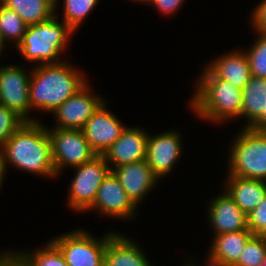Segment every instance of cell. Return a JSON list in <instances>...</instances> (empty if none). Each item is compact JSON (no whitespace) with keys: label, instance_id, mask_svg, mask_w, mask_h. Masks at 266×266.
Returning a JSON list of instances; mask_svg holds the SVG:
<instances>
[{"label":"cell","instance_id":"obj_1","mask_svg":"<svg viewBox=\"0 0 266 266\" xmlns=\"http://www.w3.org/2000/svg\"><path fill=\"white\" fill-rule=\"evenodd\" d=\"M0 156L6 169L11 165L39 177H57L48 129L42 121L24 122L7 140Z\"/></svg>","mask_w":266,"mask_h":266},{"label":"cell","instance_id":"obj_2","mask_svg":"<svg viewBox=\"0 0 266 266\" xmlns=\"http://www.w3.org/2000/svg\"><path fill=\"white\" fill-rule=\"evenodd\" d=\"M32 67L29 84L31 110L52 114L88 82L80 69L68 61Z\"/></svg>","mask_w":266,"mask_h":266},{"label":"cell","instance_id":"obj_3","mask_svg":"<svg viewBox=\"0 0 266 266\" xmlns=\"http://www.w3.org/2000/svg\"><path fill=\"white\" fill-rule=\"evenodd\" d=\"M199 76L188 102L194 115L213 124L241 118L242 90L216 77L207 67Z\"/></svg>","mask_w":266,"mask_h":266},{"label":"cell","instance_id":"obj_4","mask_svg":"<svg viewBox=\"0 0 266 266\" xmlns=\"http://www.w3.org/2000/svg\"><path fill=\"white\" fill-rule=\"evenodd\" d=\"M74 33L67 24L58 21V14H55L48 21L28 25L17 50L29 64L60 63L63 60L60 61L59 56L67 49Z\"/></svg>","mask_w":266,"mask_h":266},{"label":"cell","instance_id":"obj_5","mask_svg":"<svg viewBox=\"0 0 266 266\" xmlns=\"http://www.w3.org/2000/svg\"><path fill=\"white\" fill-rule=\"evenodd\" d=\"M241 130L230 144L227 174L266 181V132Z\"/></svg>","mask_w":266,"mask_h":266},{"label":"cell","instance_id":"obj_6","mask_svg":"<svg viewBox=\"0 0 266 266\" xmlns=\"http://www.w3.org/2000/svg\"><path fill=\"white\" fill-rule=\"evenodd\" d=\"M51 242L68 266H104L107 234L98 238L81 228L53 237Z\"/></svg>","mask_w":266,"mask_h":266},{"label":"cell","instance_id":"obj_7","mask_svg":"<svg viewBox=\"0 0 266 266\" xmlns=\"http://www.w3.org/2000/svg\"><path fill=\"white\" fill-rule=\"evenodd\" d=\"M73 169L75 177L69 186L68 206L82 213L93 205L100 185L112 170L103 155H96Z\"/></svg>","mask_w":266,"mask_h":266},{"label":"cell","instance_id":"obj_8","mask_svg":"<svg viewBox=\"0 0 266 266\" xmlns=\"http://www.w3.org/2000/svg\"><path fill=\"white\" fill-rule=\"evenodd\" d=\"M47 129L51 141V158L57 176L66 166H80L97 155L88 144L82 130L48 127Z\"/></svg>","mask_w":266,"mask_h":266},{"label":"cell","instance_id":"obj_9","mask_svg":"<svg viewBox=\"0 0 266 266\" xmlns=\"http://www.w3.org/2000/svg\"><path fill=\"white\" fill-rule=\"evenodd\" d=\"M22 65L10 64L0 68V105L7 107L25 122L40 121L30 116L29 84L31 72ZM33 117V118H32Z\"/></svg>","mask_w":266,"mask_h":266},{"label":"cell","instance_id":"obj_10","mask_svg":"<svg viewBox=\"0 0 266 266\" xmlns=\"http://www.w3.org/2000/svg\"><path fill=\"white\" fill-rule=\"evenodd\" d=\"M92 86L86 83L75 94L63 102L52 114L56 126L61 129H82L97 108L105 101L100 95L92 94Z\"/></svg>","mask_w":266,"mask_h":266},{"label":"cell","instance_id":"obj_11","mask_svg":"<svg viewBox=\"0 0 266 266\" xmlns=\"http://www.w3.org/2000/svg\"><path fill=\"white\" fill-rule=\"evenodd\" d=\"M180 132L169 130L156 135H148L146 162L154 174L161 179L173 171L180 160L184 148Z\"/></svg>","mask_w":266,"mask_h":266},{"label":"cell","instance_id":"obj_12","mask_svg":"<svg viewBox=\"0 0 266 266\" xmlns=\"http://www.w3.org/2000/svg\"><path fill=\"white\" fill-rule=\"evenodd\" d=\"M93 209L104 217L128 221L136 218L138 210L112 171L100 185L95 201L87 211Z\"/></svg>","mask_w":266,"mask_h":266},{"label":"cell","instance_id":"obj_13","mask_svg":"<svg viewBox=\"0 0 266 266\" xmlns=\"http://www.w3.org/2000/svg\"><path fill=\"white\" fill-rule=\"evenodd\" d=\"M106 104L104 101L81 129L97 155H103L126 128L121 120L107 109Z\"/></svg>","mask_w":266,"mask_h":266},{"label":"cell","instance_id":"obj_14","mask_svg":"<svg viewBox=\"0 0 266 266\" xmlns=\"http://www.w3.org/2000/svg\"><path fill=\"white\" fill-rule=\"evenodd\" d=\"M148 135L139 126H126L120 137L103 154L109 167L115 169L121 165L146 160Z\"/></svg>","mask_w":266,"mask_h":266},{"label":"cell","instance_id":"obj_15","mask_svg":"<svg viewBox=\"0 0 266 266\" xmlns=\"http://www.w3.org/2000/svg\"><path fill=\"white\" fill-rule=\"evenodd\" d=\"M215 196L207 208V217L209 225L213 228L211 229L213 236L246 230L248 228L247 215L237 206L228 193L224 190L223 193Z\"/></svg>","mask_w":266,"mask_h":266},{"label":"cell","instance_id":"obj_16","mask_svg":"<svg viewBox=\"0 0 266 266\" xmlns=\"http://www.w3.org/2000/svg\"><path fill=\"white\" fill-rule=\"evenodd\" d=\"M132 202L138 207L160 180L146 160L111 169ZM157 182V183H156ZM154 187V188H153Z\"/></svg>","mask_w":266,"mask_h":266},{"label":"cell","instance_id":"obj_17","mask_svg":"<svg viewBox=\"0 0 266 266\" xmlns=\"http://www.w3.org/2000/svg\"><path fill=\"white\" fill-rule=\"evenodd\" d=\"M104 266H153L135 241L119 232L107 233Z\"/></svg>","mask_w":266,"mask_h":266},{"label":"cell","instance_id":"obj_18","mask_svg":"<svg viewBox=\"0 0 266 266\" xmlns=\"http://www.w3.org/2000/svg\"><path fill=\"white\" fill-rule=\"evenodd\" d=\"M206 67L218 78L243 89L252 77L245 51L234 50L214 58Z\"/></svg>","mask_w":266,"mask_h":266},{"label":"cell","instance_id":"obj_19","mask_svg":"<svg viewBox=\"0 0 266 266\" xmlns=\"http://www.w3.org/2000/svg\"><path fill=\"white\" fill-rule=\"evenodd\" d=\"M227 179V180H226ZM225 191L248 215L266 196V181L227 175Z\"/></svg>","mask_w":266,"mask_h":266},{"label":"cell","instance_id":"obj_20","mask_svg":"<svg viewBox=\"0 0 266 266\" xmlns=\"http://www.w3.org/2000/svg\"><path fill=\"white\" fill-rule=\"evenodd\" d=\"M266 109V78L251 77L242 89L241 117L249 128Z\"/></svg>","mask_w":266,"mask_h":266},{"label":"cell","instance_id":"obj_21","mask_svg":"<svg viewBox=\"0 0 266 266\" xmlns=\"http://www.w3.org/2000/svg\"><path fill=\"white\" fill-rule=\"evenodd\" d=\"M252 235L253 233L248 228L237 232L215 235L209 253L227 264L234 265Z\"/></svg>","mask_w":266,"mask_h":266},{"label":"cell","instance_id":"obj_22","mask_svg":"<svg viewBox=\"0 0 266 266\" xmlns=\"http://www.w3.org/2000/svg\"><path fill=\"white\" fill-rule=\"evenodd\" d=\"M15 11L27 25L48 21L55 15V0H0Z\"/></svg>","mask_w":266,"mask_h":266},{"label":"cell","instance_id":"obj_23","mask_svg":"<svg viewBox=\"0 0 266 266\" xmlns=\"http://www.w3.org/2000/svg\"><path fill=\"white\" fill-rule=\"evenodd\" d=\"M9 251L4 252L17 266H68L61 251L51 241L32 252Z\"/></svg>","mask_w":266,"mask_h":266},{"label":"cell","instance_id":"obj_24","mask_svg":"<svg viewBox=\"0 0 266 266\" xmlns=\"http://www.w3.org/2000/svg\"><path fill=\"white\" fill-rule=\"evenodd\" d=\"M27 24L12 9L0 3V37L6 41L14 42V47L21 43L27 29Z\"/></svg>","mask_w":266,"mask_h":266},{"label":"cell","instance_id":"obj_25","mask_svg":"<svg viewBox=\"0 0 266 266\" xmlns=\"http://www.w3.org/2000/svg\"><path fill=\"white\" fill-rule=\"evenodd\" d=\"M98 2L99 0H63V22L75 32Z\"/></svg>","mask_w":266,"mask_h":266},{"label":"cell","instance_id":"obj_26","mask_svg":"<svg viewBox=\"0 0 266 266\" xmlns=\"http://www.w3.org/2000/svg\"><path fill=\"white\" fill-rule=\"evenodd\" d=\"M266 258V237L252 235L233 266H259Z\"/></svg>","mask_w":266,"mask_h":266},{"label":"cell","instance_id":"obj_27","mask_svg":"<svg viewBox=\"0 0 266 266\" xmlns=\"http://www.w3.org/2000/svg\"><path fill=\"white\" fill-rule=\"evenodd\" d=\"M258 37L249 50L245 51L253 77L266 78V34L256 32Z\"/></svg>","mask_w":266,"mask_h":266},{"label":"cell","instance_id":"obj_28","mask_svg":"<svg viewBox=\"0 0 266 266\" xmlns=\"http://www.w3.org/2000/svg\"><path fill=\"white\" fill-rule=\"evenodd\" d=\"M24 122L14 111L0 105V150Z\"/></svg>","mask_w":266,"mask_h":266},{"label":"cell","instance_id":"obj_29","mask_svg":"<svg viewBox=\"0 0 266 266\" xmlns=\"http://www.w3.org/2000/svg\"><path fill=\"white\" fill-rule=\"evenodd\" d=\"M247 218L248 229L253 235L266 237V196L254 210L247 215Z\"/></svg>","mask_w":266,"mask_h":266},{"label":"cell","instance_id":"obj_30","mask_svg":"<svg viewBox=\"0 0 266 266\" xmlns=\"http://www.w3.org/2000/svg\"><path fill=\"white\" fill-rule=\"evenodd\" d=\"M252 11L250 23L253 31L266 34V0H260Z\"/></svg>","mask_w":266,"mask_h":266},{"label":"cell","instance_id":"obj_31","mask_svg":"<svg viewBox=\"0 0 266 266\" xmlns=\"http://www.w3.org/2000/svg\"><path fill=\"white\" fill-rule=\"evenodd\" d=\"M143 2L149 5L153 4L162 15H171L177 12L183 6L182 4L185 3L184 0H144Z\"/></svg>","mask_w":266,"mask_h":266},{"label":"cell","instance_id":"obj_32","mask_svg":"<svg viewBox=\"0 0 266 266\" xmlns=\"http://www.w3.org/2000/svg\"><path fill=\"white\" fill-rule=\"evenodd\" d=\"M207 263L205 264L206 266H233L231 264H227L226 262L222 261L221 259H218V258H215L213 257L210 253L208 254L207 256ZM194 260L193 258H191V261L190 262H187L190 266H199L198 264H195L193 262L195 261H192Z\"/></svg>","mask_w":266,"mask_h":266},{"label":"cell","instance_id":"obj_33","mask_svg":"<svg viewBox=\"0 0 266 266\" xmlns=\"http://www.w3.org/2000/svg\"><path fill=\"white\" fill-rule=\"evenodd\" d=\"M249 128L266 132V109L263 110L261 116Z\"/></svg>","mask_w":266,"mask_h":266},{"label":"cell","instance_id":"obj_34","mask_svg":"<svg viewBox=\"0 0 266 266\" xmlns=\"http://www.w3.org/2000/svg\"><path fill=\"white\" fill-rule=\"evenodd\" d=\"M0 266H17V265L4 251H2V253H0Z\"/></svg>","mask_w":266,"mask_h":266},{"label":"cell","instance_id":"obj_35","mask_svg":"<svg viewBox=\"0 0 266 266\" xmlns=\"http://www.w3.org/2000/svg\"><path fill=\"white\" fill-rule=\"evenodd\" d=\"M8 169H6V166L3 163V160L0 156V189L3 185V181H4V175H6Z\"/></svg>","mask_w":266,"mask_h":266},{"label":"cell","instance_id":"obj_36","mask_svg":"<svg viewBox=\"0 0 266 266\" xmlns=\"http://www.w3.org/2000/svg\"><path fill=\"white\" fill-rule=\"evenodd\" d=\"M6 46V42L0 37V57L2 55V51L4 49V47ZM3 65L0 66V68L2 67Z\"/></svg>","mask_w":266,"mask_h":266},{"label":"cell","instance_id":"obj_37","mask_svg":"<svg viewBox=\"0 0 266 266\" xmlns=\"http://www.w3.org/2000/svg\"><path fill=\"white\" fill-rule=\"evenodd\" d=\"M58 6V0H55V11L58 10L57 7Z\"/></svg>","mask_w":266,"mask_h":266},{"label":"cell","instance_id":"obj_38","mask_svg":"<svg viewBox=\"0 0 266 266\" xmlns=\"http://www.w3.org/2000/svg\"><path fill=\"white\" fill-rule=\"evenodd\" d=\"M259 266H266V258L264 259V261L262 262V264H260Z\"/></svg>","mask_w":266,"mask_h":266},{"label":"cell","instance_id":"obj_39","mask_svg":"<svg viewBox=\"0 0 266 266\" xmlns=\"http://www.w3.org/2000/svg\"><path fill=\"white\" fill-rule=\"evenodd\" d=\"M133 1H135V2H140L141 1V3H143L144 0H133Z\"/></svg>","mask_w":266,"mask_h":266}]
</instances>
